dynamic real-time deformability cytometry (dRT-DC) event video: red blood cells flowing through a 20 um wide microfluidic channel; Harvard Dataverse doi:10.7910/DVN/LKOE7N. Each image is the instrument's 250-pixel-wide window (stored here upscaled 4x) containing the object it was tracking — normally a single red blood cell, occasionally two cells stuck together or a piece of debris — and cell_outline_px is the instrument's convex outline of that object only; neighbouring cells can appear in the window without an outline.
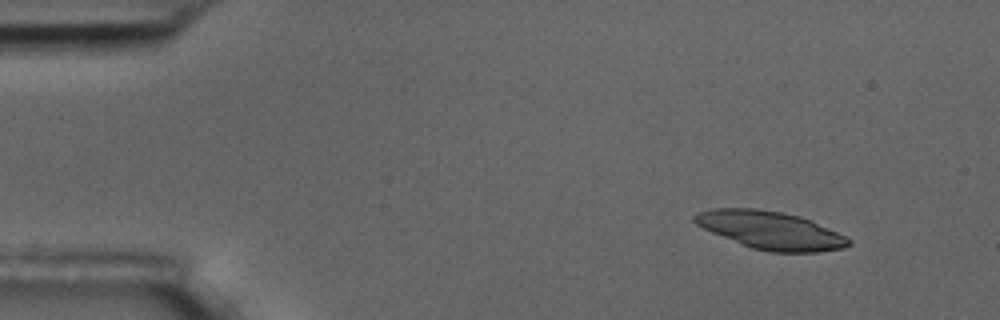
{"species": "common noctule bat (a hibernating species)", "species_latin": "Nyctalus noctula", "temperature_condition": "room temperature", "stored_images_in_passage": 56, "camera_frame_rate_fps": 3000, "um_per_image_px": 0.085, "animal": {"sex": "male", "body_mass_g": 17.5, "forearm_length_mm": 52.3}, "frame": {"image": 1, "passage_image": 6, "time_ms": 1.667, "image_size_px": [1000, 320], "cell_outline_px": [[852, 244], [844, 248], [816, 252], [768, 252], [752, 248], [712, 232], [696, 224], [692, 220], [692, 216], [696, 212], [712, 208], [756, 208], [780, 212], [800, 216], [836, 232], [852, 240]], "centroid_in_image_um": [65.46, 19.57], "position_along_channel_um": 19.5, "area_um2": 33.76}}